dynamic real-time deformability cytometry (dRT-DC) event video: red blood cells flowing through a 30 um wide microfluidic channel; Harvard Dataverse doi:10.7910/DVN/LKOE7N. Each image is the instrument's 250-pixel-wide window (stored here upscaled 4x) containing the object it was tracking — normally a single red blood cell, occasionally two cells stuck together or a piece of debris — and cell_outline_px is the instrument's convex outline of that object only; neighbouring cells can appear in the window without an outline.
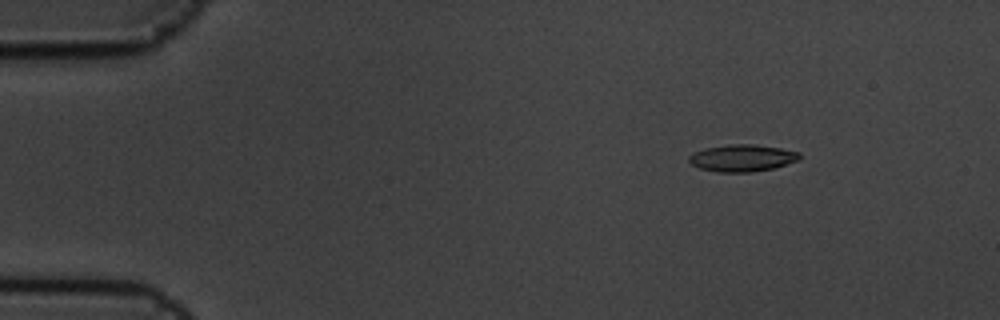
{"species": "common noctule bat (a hibernating species)", "species_latin": "Nyctalus noctula", "temperature_condition": "cold", "stored_images_in_passage": 4, "camera_frame_rate_fps": 3000, "um_per_image_px": 0.085, "animal": {"sex": "male", "body_mass_g": 19.5, "forearm_length_mm": 54.6}, "frame": {"image": 1, "passage_image": 1, "time_ms": 0.0, "image_size_px": [1000, 320], "cell_outline_px": [[800, 160], [772, 168], [752, 172], [716, 172], [700, 168], [692, 164], [688, 160], [688, 156], [704, 148], [728, 144], [756, 144], [780, 148], [800, 152]], "centroid_in_image_um": [63.09, 13.42], "position_along_channel_um": 21.9, "area_um2": 17.4}}
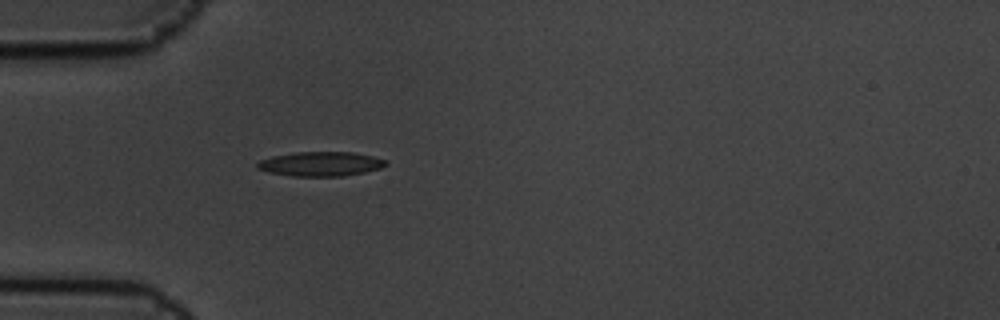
{"frame": {"image": 2, "passage_image": 4, "time_ms": 1.0, "image_size_px": [1000, 320], "cell_outline_px": [[388, 164], [380, 168], [364, 172], [344, 176], [292, 176], [268, 172], [256, 168], [256, 164], [260, 160], [272, 156], [296, 152], [352, 152], [372, 156], [388, 160]], "centroid_in_image_um": [27.26, 13.93], "position_along_channel_um": 57.7, "area_um2": 18.32}}